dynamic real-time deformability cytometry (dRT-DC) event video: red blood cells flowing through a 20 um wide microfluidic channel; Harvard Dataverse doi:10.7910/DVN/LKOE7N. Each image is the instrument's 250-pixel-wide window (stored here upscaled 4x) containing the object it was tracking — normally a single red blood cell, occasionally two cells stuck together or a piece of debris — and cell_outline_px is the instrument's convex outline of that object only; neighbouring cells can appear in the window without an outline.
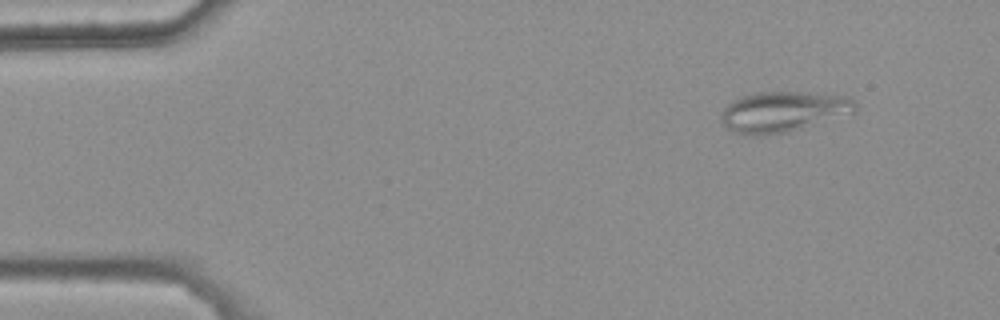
{"species": "common noctule bat (a hibernating species)", "species_latin": "Nyctalus noctula", "temperature_condition": "warm", "stored_images_in_passage": 44, "camera_frame_rate_fps": 3000, "um_per_image_px": 0.085, "animal": {"sex": "female", "body_mass_g": 25.1}, "frame": {"image": 1, "passage_image": 1, "time_ms": 0.0, "image_size_px": [1000, 320], "cell_outline_px": [[856, 112], [804, 128], [788, 132], [764, 136], [744, 136], [732, 132], [720, 120], [720, 116], [724, 108], [732, 100], [740, 96], [752, 92], [808, 92], [852, 96], [856, 104]], "centroid_in_image_um": [66.56, 9.5], "position_along_channel_um": 18.4, "area_um2": 32.48}}
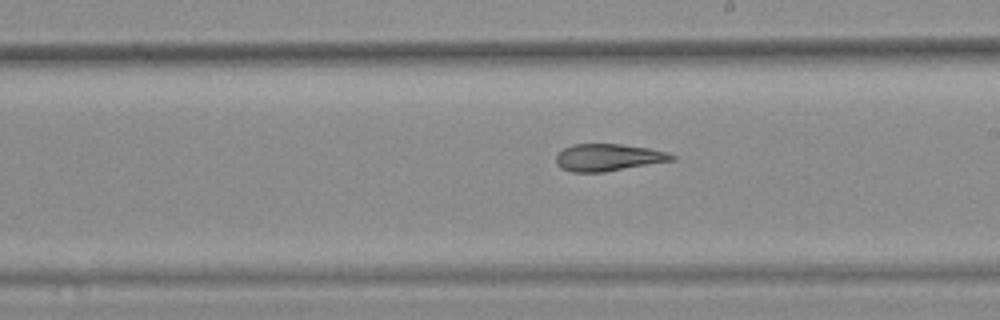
{"frame": {"image": 2, "passage_image": 26, "time_ms": 8.333, "image_size_px": [1000, 320], "cell_outline_px": [[676, 160], [604, 172], [572, 172], [560, 168], [556, 164], [556, 156], [564, 148], [572, 144], [620, 144], [648, 148], [668, 152], [676, 156]], "centroid_in_image_um": [51.71, 13.39], "position_along_channel_um": 237.3, "area_um2": 18.38}}
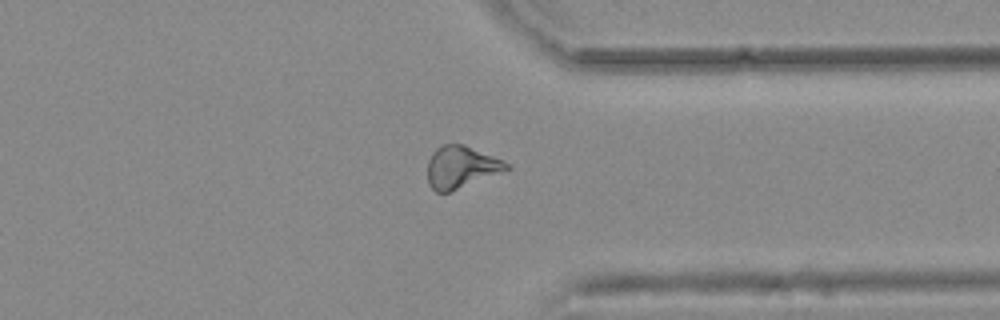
{"frame": {"image": 3, "passage_image": 37, "time_ms": 12.0, "image_size_px": [1000, 320], "cell_outline_px": [[512, 168], [448, 192], [436, 192], [428, 184], [428, 160], [432, 152], [436, 148], [444, 144], [464, 144], [504, 160]], "centroid_in_image_um": [39.18, 14.18], "position_along_channel_um": 372.2, "area_um2": 19.25}, "authors_computed_cell_mechanics": {"area_um2": 19.2763, "velocity_mm_per_s": 3.736, "shape_relaxation_time_tau1_ms": null, "shape_relaxation_time_tau2_ms": 4.6765, "deformation_change_tau1": null, "deformation_change_tau2": 0.1177}}